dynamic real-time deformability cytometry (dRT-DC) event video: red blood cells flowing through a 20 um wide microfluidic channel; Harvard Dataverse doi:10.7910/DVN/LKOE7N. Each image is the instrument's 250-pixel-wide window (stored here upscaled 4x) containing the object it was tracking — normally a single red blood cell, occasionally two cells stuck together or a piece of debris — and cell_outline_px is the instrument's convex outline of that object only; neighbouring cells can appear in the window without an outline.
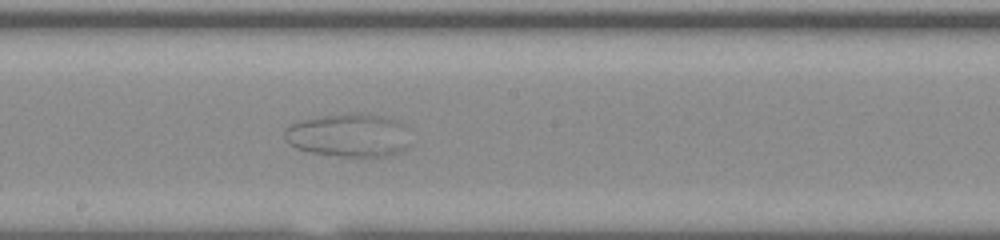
{"species": "common noctule bat (a hibernating species)", "species_latin": "Nyctalus noctula", "temperature_condition": "room temperature", "stored_images_in_passage": 46, "camera_frame_rate_fps": 3000, "um_per_image_px": 0.085, "animal": {"sex": "male", "body_mass_g": 20.0, "forearm_length_mm": 53.3}, "frame": {"image": 1, "passage_image": 21, "time_ms": 6.667, "image_size_px": [1000, 240], "cell_outline_px": [[408, 144], [404, 148], [388, 156], [344, 156], [312, 152], [296, 148], [288, 144], [284, 140], [284, 128], [288, 124], [300, 120], [320, 116], [348, 112], [364, 112], [396, 120], [400, 124]], "centroid_in_image_um": [29.51, 11.47], "position_along_channel_um": 218.7, "area_um2": 31.5}}